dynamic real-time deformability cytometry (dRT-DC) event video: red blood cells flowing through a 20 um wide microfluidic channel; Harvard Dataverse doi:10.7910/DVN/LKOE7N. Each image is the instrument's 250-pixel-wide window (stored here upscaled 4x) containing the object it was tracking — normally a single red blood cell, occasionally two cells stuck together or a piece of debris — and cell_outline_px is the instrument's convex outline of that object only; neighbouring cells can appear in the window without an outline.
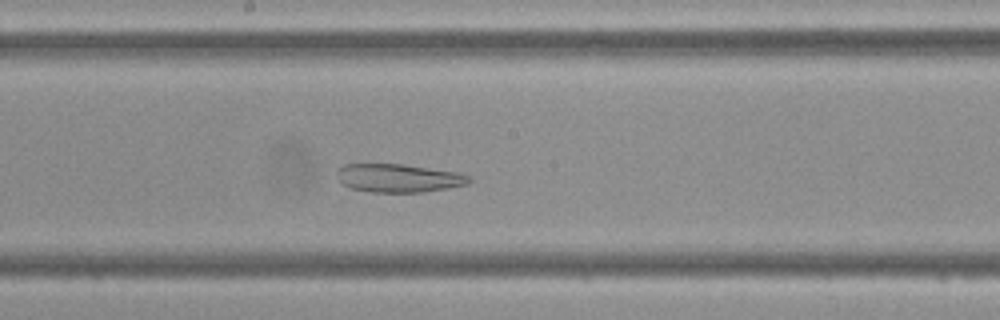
{"species": "Egyptian fruit bat (a non-hibernating species)", "species_latin": "Rousettus aegyptiacus", "temperature_condition": "cold", "stored_images_in_passage": 45, "camera_frame_rate_fps": 3000, "um_per_image_px": 0.085, "frame": {"image": 1, "passage_image": 23, "time_ms": 7.333, "image_size_px": [1000, 320], "cell_outline_px": [[472, 180], [468, 184], [448, 188], [424, 192], [372, 192], [352, 188], [344, 184], [336, 176], [336, 172], [344, 164], [400, 164], [456, 172], [468, 176]], "centroid_in_image_um": [33.87, 15.14], "position_along_channel_um": 214.3, "area_um2": 21.56}}
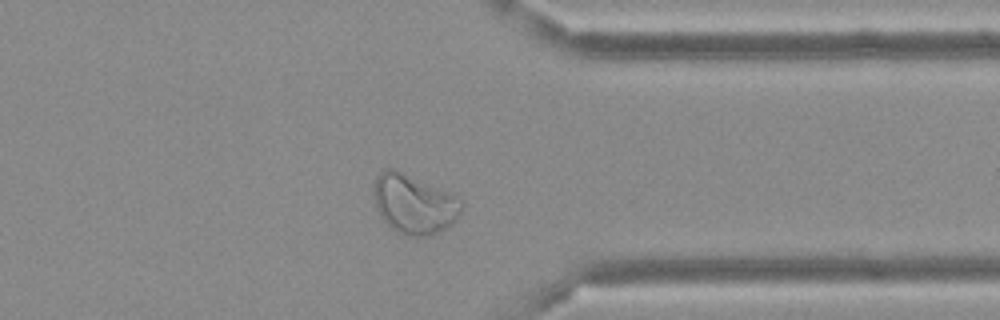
{"frame": {"image": 2, "passage_image": 35, "time_ms": 11.333, "image_size_px": [1000, 320], "cell_outline_px": [[464, 208], [456, 220], [452, 224], [428, 236], [408, 236], [392, 228], [380, 216], [376, 208], [372, 192], [372, 184], [376, 176], [384, 168], [392, 168], [452, 192], [464, 200]], "centroid_in_image_um": [35.2, 17.31], "position_along_channel_um": 376.2, "area_um2": 30.87}}
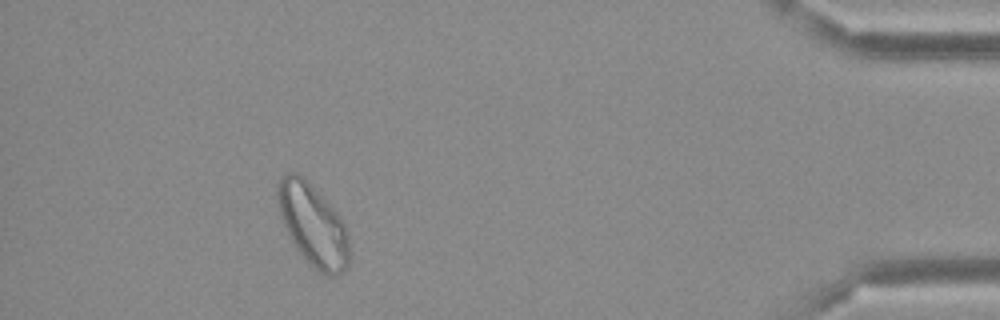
{"frame": {"image": 3, "passage_image": 41, "time_ms": 13.333, "image_size_px": [1000, 320], "cell_outline_px": [[352, 260], [348, 268], [344, 272], [336, 276], [328, 276], [320, 272], [296, 248], [280, 216], [276, 192], [276, 184], [280, 176], [288, 172], [296, 172], [340, 216], [344, 224], [348, 236]], "centroid_in_image_um": [26.63, 19.17], "position_along_channel_um": 408.6, "area_um2": 33.81}}